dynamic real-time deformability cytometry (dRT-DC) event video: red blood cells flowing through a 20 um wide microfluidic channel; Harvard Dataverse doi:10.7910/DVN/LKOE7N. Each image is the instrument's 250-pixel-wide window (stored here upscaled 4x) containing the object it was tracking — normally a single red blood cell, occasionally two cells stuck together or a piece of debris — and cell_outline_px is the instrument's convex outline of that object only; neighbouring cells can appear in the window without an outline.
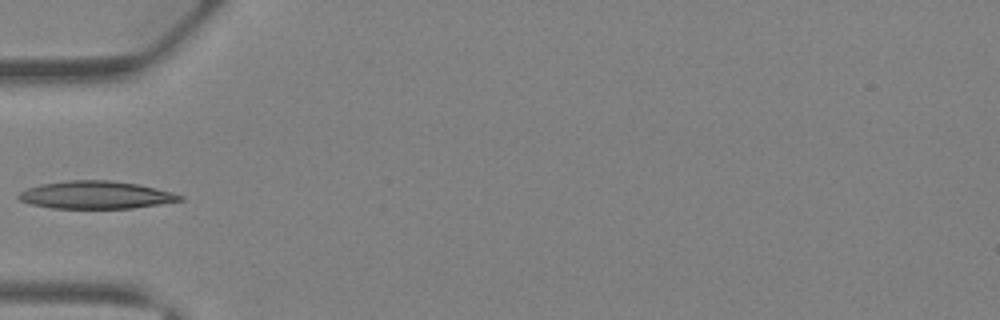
{"species": "Egyptian fruit bat (a non-hibernating species)", "species_latin": "Rousettus aegyptiacus", "temperature_condition": "warm", "stored_images_in_passage": 25, "camera_frame_rate_fps": 3000, "um_per_image_px": 0.085, "animal": {"sex": "female"}, "frame": {"image": 1, "passage_image": 1, "time_ms": 0.0, "image_size_px": [1000, 320], "cell_outline_px": [[184, 200], [160, 204], [132, 208], [52, 208], [32, 204], [20, 200], [16, 196], [20, 192], [28, 188], [40, 184], [68, 180], [112, 180], [140, 184], [172, 192], [184, 196]], "centroid_in_image_um": [8.17, 16.56], "position_along_channel_um": 76.8, "area_um2": 26.07}}
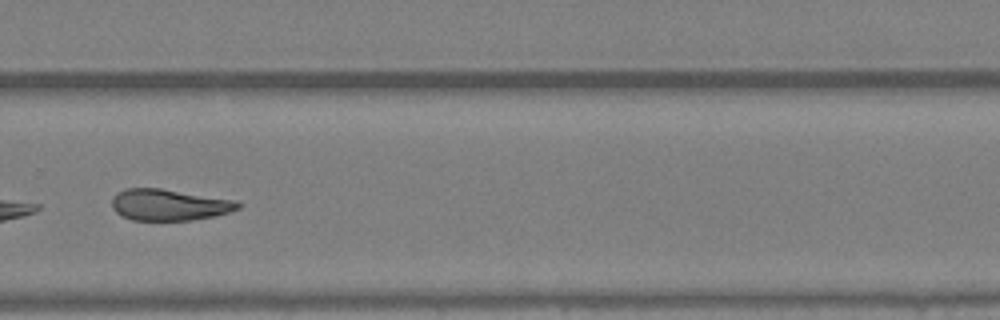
{"frame": {"image": 2, "passage_image": 15, "time_ms": 4.667, "image_size_px": [1000, 320], "cell_outline_px": [[244, 204], [240, 208], [228, 212], [212, 216], [192, 220], [132, 220], [116, 212], [112, 208], [112, 196], [116, 192], [124, 188], [160, 188], [236, 200]], "centroid_in_image_um": [14.37, 17.4], "position_along_channel_um": 315.4, "area_um2": 23.12}}